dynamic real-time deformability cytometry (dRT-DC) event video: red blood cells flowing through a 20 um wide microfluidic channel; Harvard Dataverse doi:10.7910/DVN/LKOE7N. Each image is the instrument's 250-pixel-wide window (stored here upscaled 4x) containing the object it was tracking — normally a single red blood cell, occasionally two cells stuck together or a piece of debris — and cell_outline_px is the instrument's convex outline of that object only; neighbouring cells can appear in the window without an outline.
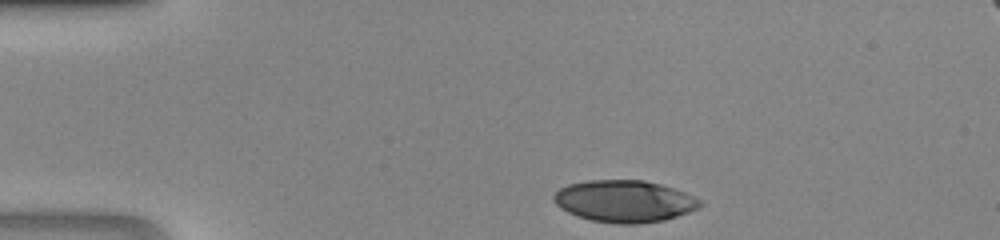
{"species": "human", "species_latin": "Homo sapiens", "temperature_condition": "room temperature", "stored_images_in_passage": 31, "camera_frame_rate_fps": 3000, "um_per_image_px": 0.085, "donor": {"sex": "male"}, "frame": {"image": 1, "passage_image": 1, "time_ms": 0.0, "image_size_px": [1000, 240], "cell_outline_px": [[704, 204], [688, 212], [664, 220], [636, 224], [616, 224], [592, 220], [568, 212], [560, 208], [552, 200], [552, 196], [560, 188], [568, 184], [588, 180], [644, 180], [660, 184], [684, 192], [700, 200]], "centroid_in_image_um": [53.04, 17.1], "position_along_channel_um": 32.0, "area_um2": 35.55}}
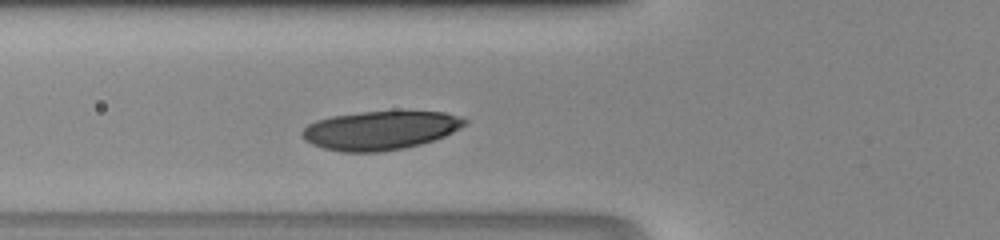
{"frame": {"image": 2, "passage_image": 9, "time_ms": 2.667, "image_size_px": [1000, 240], "cell_outline_px": [[468, 124], [444, 136], [420, 144], [404, 148], [380, 152], [344, 152], [324, 148], [312, 144], [304, 140], [300, 132], [308, 124], [316, 120], [332, 116], [360, 112], [400, 108], [444, 112], [460, 116], [468, 120]], "centroid_in_image_um": [32.37, 11.03], "position_along_channel_um": 93.4, "area_um2": 37.8}}
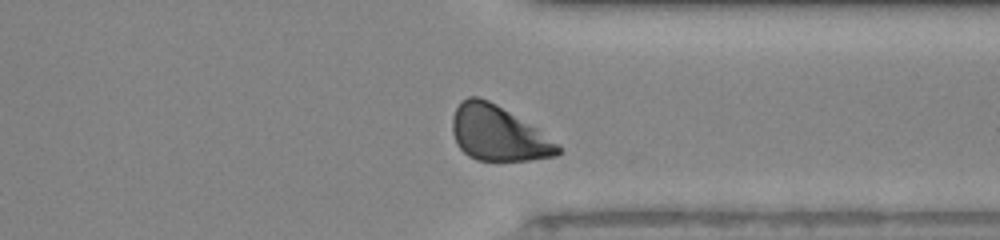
{"frame": {"image": 3, "passage_image": 28, "time_ms": 9.0, "image_size_px": [1000, 240], "cell_outline_px": [[560, 152], [556, 156], [528, 160], [476, 160], [468, 156], [456, 144], [452, 132], [452, 116], [460, 100], [468, 96], [476, 96], [488, 100], [496, 104], [536, 128], [556, 144], [560, 148]], "centroid_in_image_um": [42.27, 11.33], "position_along_channel_um": 369.1, "area_um2": 33.41}}